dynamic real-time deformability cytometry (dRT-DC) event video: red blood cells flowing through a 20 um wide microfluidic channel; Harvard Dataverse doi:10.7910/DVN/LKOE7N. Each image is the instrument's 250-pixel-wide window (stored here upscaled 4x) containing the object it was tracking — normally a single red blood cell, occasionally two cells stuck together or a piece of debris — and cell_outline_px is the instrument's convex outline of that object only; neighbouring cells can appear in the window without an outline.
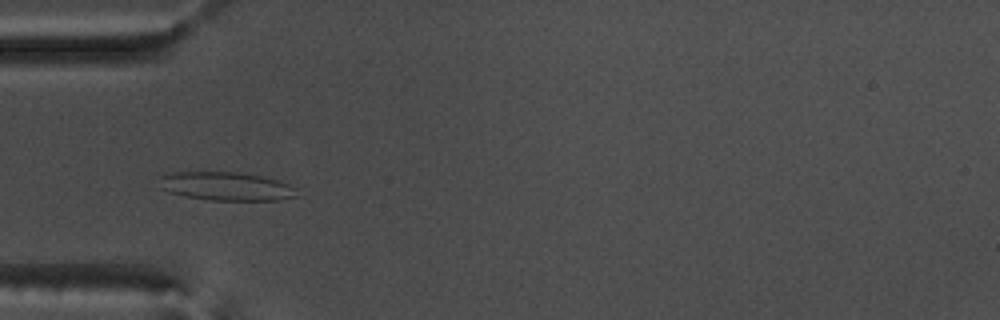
{"species": "common noctule bat (a hibernating species)", "species_latin": "Nyctalus noctula", "temperature_condition": "warm", "stored_images_in_passage": 53, "camera_frame_rate_fps": 3000, "um_per_image_px": 0.085, "animal": {"sex": "male", "body_mass_g": 17.5, "forearm_length_mm": 52.3}, "frame": {"image": 1, "passage_image": 15, "time_ms": 4.667, "image_size_px": [1000, 320], "cell_outline_px": [[296, 196], [276, 200], [208, 200], [184, 196], [168, 192], [160, 188], [160, 176], [176, 172], [236, 172], [260, 176], [276, 180], [288, 184], [296, 188]], "centroid_in_image_um": [19.18, 15.84], "position_along_channel_um": 65.8, "area_um2": 22.66}}
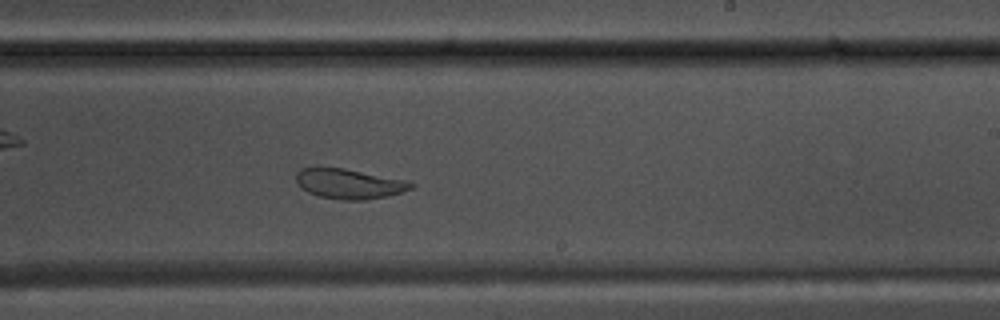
{"frame": {"image": 2, "passage_image": 31, "time_ms": 10.0, "image_size_px": [1000, 320], "cell_outline_px": [[416, 184], [412, 188], [388, 196], [364, 200], [340, 200], [320, 196], [308, 192], [300, 188], [296, 180], [296, 172], [300, 168], [320, 164], [344, 168], [408, 180]], "centroid_in_image_um": [29.62, 15.58], "position_along_channel_um": 259.4, "area_um2": 20.75}}
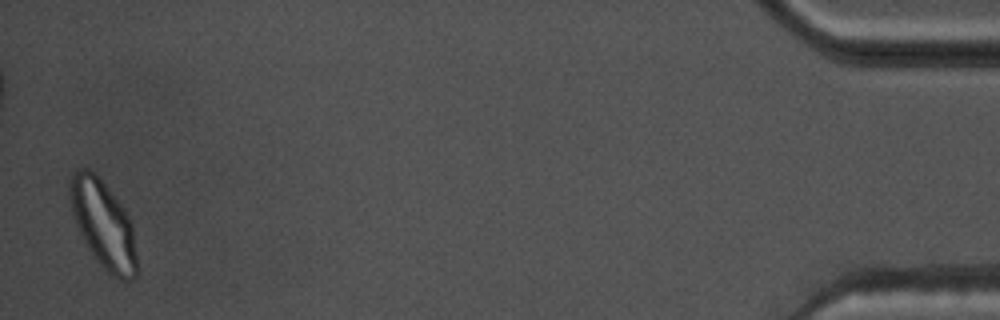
{"frame": {"image": 3, "passage_image": 52, "time_ms": 17.0, "image_size_px": [1000, 320], "cell_outline_px": [[136, 276], [132, 280], [120, 280], [112, 276], [100, 264], [88, 248], [80, 236], [72, 212], [68, 196], [68, 184], [72, 172], [80, 168], [88, 168], [96, 172], [120, 204], [128, 216], [132, 224], [136, 252]], "centroid_in_image_um": [8.74, 19.03], "position_along_channel_um": 426.5, "area_um2": 34.33}, "authors_computed_cell_mechanics": {"area_um2": 24.7384, "velocity_mm_per_s": 3.6506, "shape_relaxation_time_tau1_ms": null, "shape_relaxation_time_tau2_ms": 1.6407, "deformation_change_tau1": null, "deformation_change_tau2": 0.0635}}